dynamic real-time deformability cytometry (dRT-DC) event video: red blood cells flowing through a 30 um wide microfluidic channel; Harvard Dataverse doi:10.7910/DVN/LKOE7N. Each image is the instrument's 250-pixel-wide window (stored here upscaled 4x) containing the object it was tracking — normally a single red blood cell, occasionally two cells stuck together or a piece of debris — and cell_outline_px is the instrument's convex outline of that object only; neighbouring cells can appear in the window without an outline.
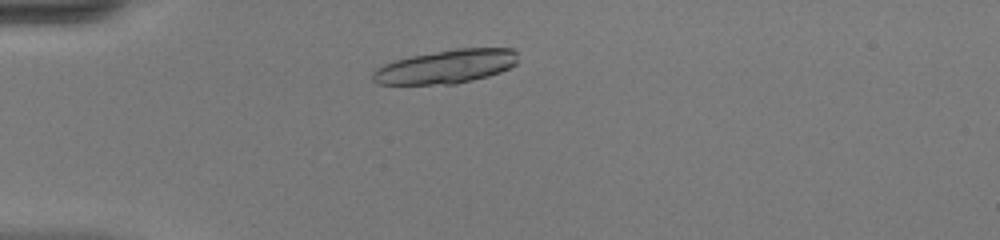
{"species": "common noctule bat (a hibernating species)", "species_latin": "Nyctalus noctula", "temperature_condition": "warm", "stored_images_in_passage": 42, "camera_frame_rate_fps": 3000, "um_per_image_px": 0.085, "animal": {"sex": "female", "body_mass_g": 20.0, "forearm_length_mm": 54.0}, "frame": {"image": 1, "passage_image": 6, "time_ms": 1.667, "image_size_px": [1000, 240], "cell_outline_px": [[516, 64], [500, 72], [488, 76], [456, 84], [376, 84], [372, 80], [372, 72], [376, 68], [384, 64], [396, 60], [412, 56], [456, 48], [512, 48], [516, 52]], "centroid_in_image_um": [37.9, 5.66], "position_along_channel_um": 47.1, "area_um2": 28.38}}